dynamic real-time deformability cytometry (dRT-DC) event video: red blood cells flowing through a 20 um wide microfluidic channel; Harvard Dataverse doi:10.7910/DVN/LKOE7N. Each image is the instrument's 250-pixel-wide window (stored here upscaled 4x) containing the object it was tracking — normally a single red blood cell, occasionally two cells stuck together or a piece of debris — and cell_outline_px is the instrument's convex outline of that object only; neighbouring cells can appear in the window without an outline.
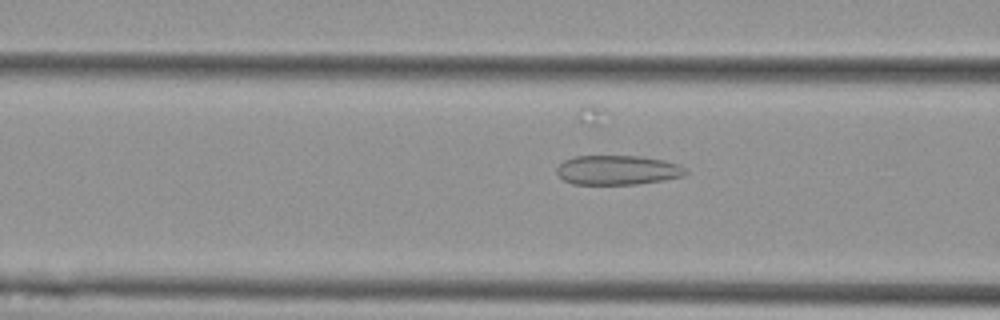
{"species": "Egyptian fruit bat (a non-hibernating species)", "species_latin": "Rousettus aegyptiacus", "temperature_condition": "cold", "stored_images_in_passage": 31, "camera_frame_rate_fps": 3000, "um_per_image_px": 0.085, "animal": {"sex": "female"}, "frame": {"image": 1, "passage_image": 4, "time_ms": 1.0, "image_size_px": [1000, 320], "cell_outline_px": [[688, 172], [684, 176], [664, 180], [636, 184], [572, 184], [564, 180], [556, 172], [556, 168], [564, 160], [576, 156], [640, 156], [664, 160], [680, 164]], "centroid_in_image_um": [52.51, 14.45], "position_along_channel_um": 114.1, "area_um2": 22.2}}
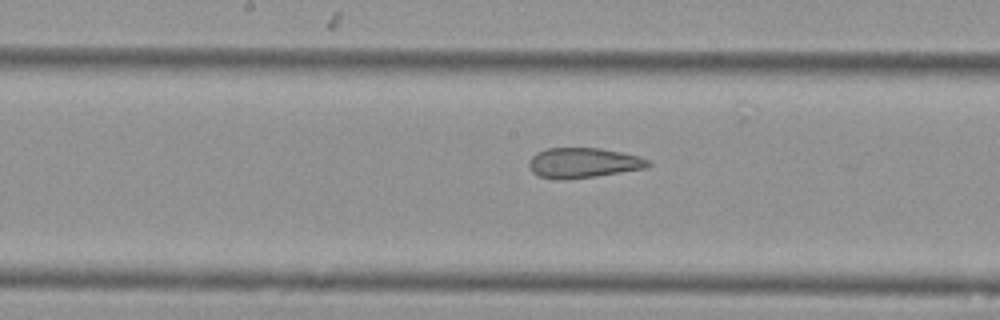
{"frame": {"image": 2, "passage_image": 11, "time_ms": 3.333, "image_size_px": [1000, 320], "cell_outline_px": [[652, 164], [648, 168], [596, 176], [568, 180], [556, 180], [536, 176], [532, 172], [528, 164], [528, 160], [536, 152], [548, 148], [600, 148], [640, 156], [652, 160]], "centroid_in_image_um": [49.58, 13.85], "position_along_channel_um": 198.6, "area_um2": 21.39}}
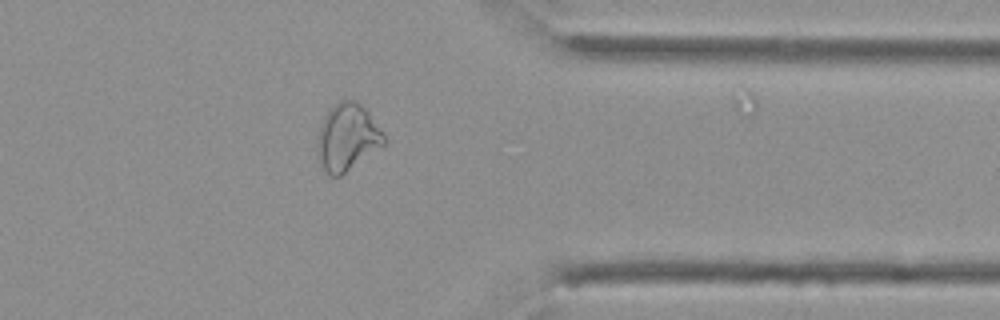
{"frame": {"image": 3, "passage_image": 27, "time_ms": 8.667, "image_size_px": [1000, 320], "cell_outline_px": [[388, 140], [384, 144], [340, 176], [332, 176], [324, 168], [316, 156], [316, 140], [324, 116], [332, 104], [340, 100], [356, 100], [368, 112]], "centroid_in_image_um": [29.49, 11.65], "position_along_channel_um": 381.9, "area_um2": 25.84}}